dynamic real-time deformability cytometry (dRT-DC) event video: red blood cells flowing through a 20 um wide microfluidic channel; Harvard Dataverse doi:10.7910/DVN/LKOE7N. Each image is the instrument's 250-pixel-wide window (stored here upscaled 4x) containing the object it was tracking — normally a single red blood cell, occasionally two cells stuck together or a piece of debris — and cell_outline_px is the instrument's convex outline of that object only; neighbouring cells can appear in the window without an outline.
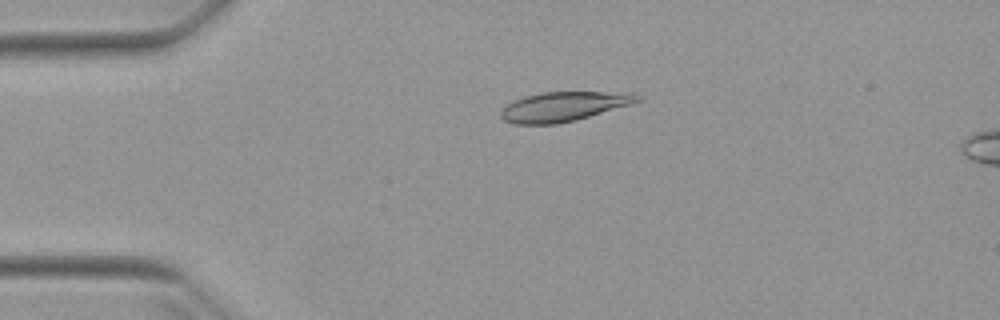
{"species": "Egyptian fruit bat (a non-hibernating species)", "species_latin": "Rousettus aegyptiacus", "temperature_condition": "warm", "stored_images_in_passage": 15, "camera_frame_rate_fps": 3000, "um_per_image_px": 0.085, "animal": {"sex": "female"}, "frame": {"image": 1, "passage_image": 11, "time_ms": 3.333, "image_size_px": [1000, 320], "cell_outline_px": [[644, 96], [640, 100], [632, 104], [576, 120], [556, 124], [512, 124], [504, 120], [500, 116], [500, 112], [508, 104], [524, 96], [544, 92], [636, 92]], "centroid_in_image_um": [47.97, 9.05], "position_along_channel_um": 37.0, "area_um2": 23.58}}